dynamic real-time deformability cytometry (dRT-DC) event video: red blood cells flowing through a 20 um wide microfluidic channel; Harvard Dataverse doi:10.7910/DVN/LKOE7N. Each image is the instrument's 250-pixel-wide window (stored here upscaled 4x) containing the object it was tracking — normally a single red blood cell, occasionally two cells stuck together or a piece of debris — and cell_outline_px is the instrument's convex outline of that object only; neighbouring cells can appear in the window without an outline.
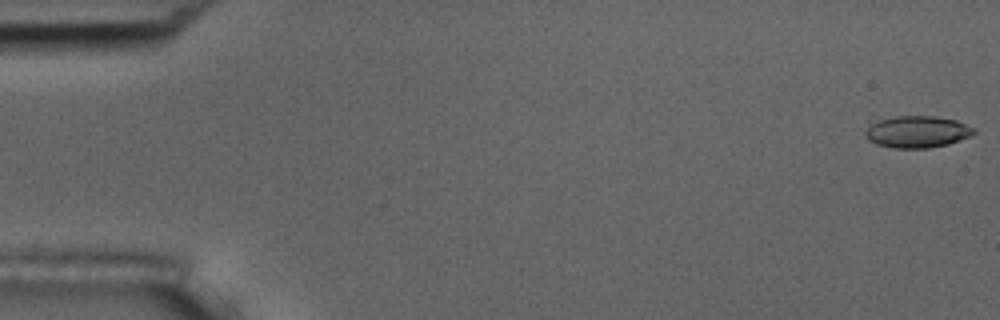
{"species": "common noctule bat (a hibernating species)", "species_latin": "Nyctalus noctula", "temperature_condition": "room temperature", "stored_images_in_passage": 56, "camera_frame_rate_fps": 3000, "um_per_image_px": 0.085, "animal": {"sex": "male", "body_mass_g": 17.5, "forearm_length_mm": 52.3}, "frame": {"image": 1, "passage_image": 1, "time_ms": 0.0, "image_size_px": [1000, 320], "cell_outline_px": [[976, 132], [972, 136], [948, 144], [928, 148], [892, 148], [876, 144], [868, 140], [864, 132], [872, 124], [880, 120], [896, 116], [936, 116], [956, 120], [976, 128]], "centroid_in_image_um": [78.01, 11.21], "position_along_channel_um": 7.0, "area_um2": 20.17}}
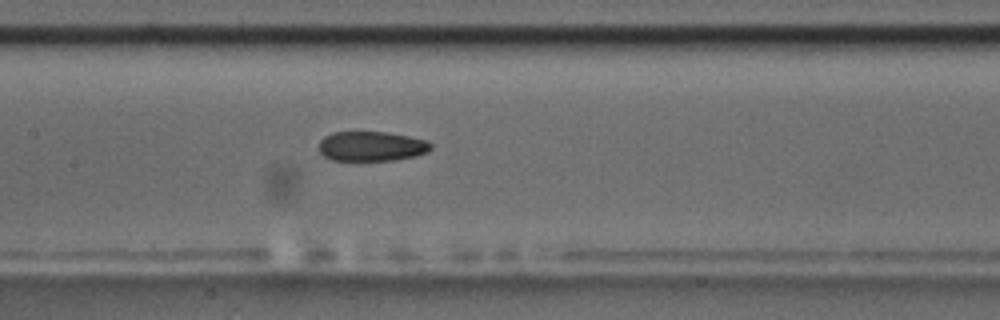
{"frame": {"image": 2, "passage_image": 27, "time_ms": 8.667, "image_size_px": [1000, 320], "cell_outline_px": [[432, 148], [428, 152], [416, 156], [396, 160], [332, 160], [324, 156], [320, 152], [320, 140], [324, 136], [332, 132], [388, 132], [428, 140], [432, 144]], "centroid_in_image_um": [31.61, 12.43], "position_along_channel_um": 175.8, "area_um2": 19.54}}
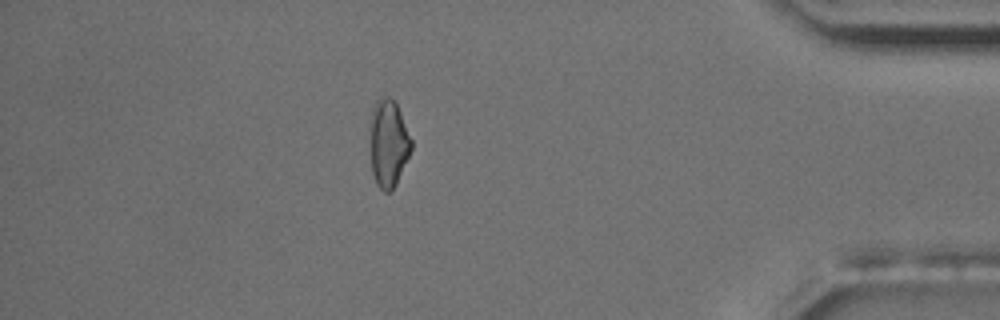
{"frame": {"image": 3, "passage_image": 49, "time_ms": 16.0, "image_size_px": [1000, 320], "cell_outline_px": [[412, 148], [396, 184], [388, 192], [384, 192], [376, 184], [372, 172], [368, 128], [368, 120], [372, 104], [380, 96], [388, 96], [396, 104], [400, 112], [412, 140]], "centroid_in_image_um": [32.96, 12.12], "position_along_channel_um": 402.2, "area_um2": 21.56}, "authors_computed_cell_mechanics": {"area_um2": 20.4612, "velocity_mm_per_s": 3.6448, "shape_relaxation_time_tau1_ms": null, "shape_relaxation_time_tau2_ms": 4.4735, "deformation_change_tau1": null, "deformation_change_tau2": 0.1039}}